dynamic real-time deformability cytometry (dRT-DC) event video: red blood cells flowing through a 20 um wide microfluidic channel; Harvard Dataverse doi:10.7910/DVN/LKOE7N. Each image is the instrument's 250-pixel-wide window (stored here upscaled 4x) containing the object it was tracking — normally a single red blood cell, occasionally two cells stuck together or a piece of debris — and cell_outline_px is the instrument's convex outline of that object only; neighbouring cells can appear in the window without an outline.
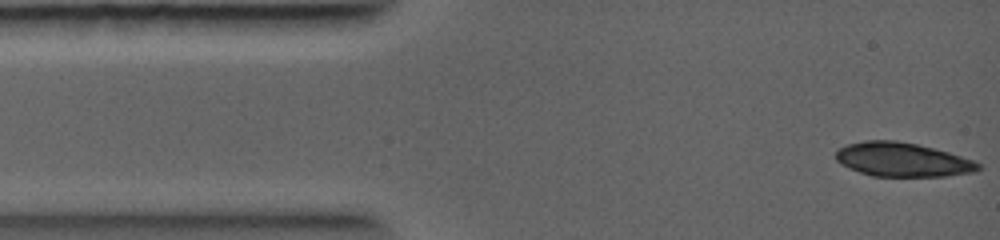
{"species": "common noctule bat (a hibernating species)", "species_latin": "Nyctalus noctula", "temperature_condition": "warm", "stored_images_in_passage": 8, "camera_frame_rate_fps": 5000, "um_per_image_px": 0.085, "animal": {"sex": "female", "body_mass_g": 19.0, "forearm_length_mm": 56.7}, "frame": {"image": 1, "passage_image": 1, "time_ms": 0.0, "image_size_px": [1000, 240], "cell_outline_px": [[980, 168], [972, 172], [944, 176], [872, 176], [848, 168], [840, 164], [836, 160], [836, 152], [840, 148], [848, 144], [864, 140], [896, 140], [916, 144], [948, 152], [976, 160], [980, 164]], "centroid_in_image_um": [76.69, 13.56], "position_along_channel_um": 8.3, "area_um2": 28.15}}